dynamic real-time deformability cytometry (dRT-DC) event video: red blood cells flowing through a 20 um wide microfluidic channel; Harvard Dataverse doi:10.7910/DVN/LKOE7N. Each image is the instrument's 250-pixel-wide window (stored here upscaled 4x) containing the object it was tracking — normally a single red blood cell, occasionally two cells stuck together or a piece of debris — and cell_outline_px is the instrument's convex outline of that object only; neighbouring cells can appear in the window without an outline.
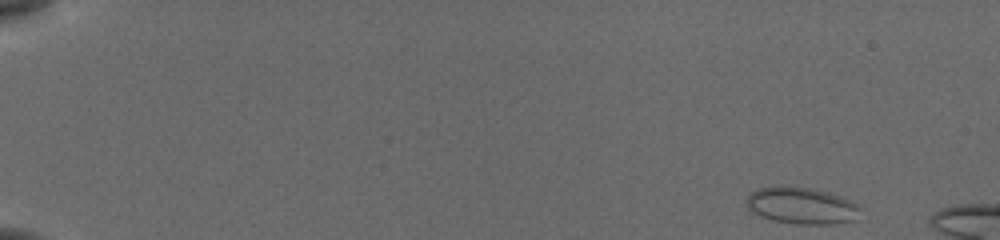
{"species": "common noctule bat (a hibernating species)", "species_latin": "Nyctalus noctula", "temperature_condition": "cold", "stored_images_in_passage": 50, "camera_frame_rate_fps": 3000, "um_per_image_px": 0.085, "animal": {"sex": "female", "body_mass_g": 19.5, "forearm_length_mm": 54.1}, "frame": {"image": 1, "passage_image": 1, "time_ms": 0.0, "image_size_px": [1000, 240], "cell_outline_px": [[856, 220], [832, 224], [796, 224], [772, 220], [760, 216], [752, 212], [748, 208], [748, 196], [752, 192], [760, 188], [808, 188], [824, 192], [848, 200], [856, 204]], "centroid_in_image_um": [68.09, 17.53], "position_along_channel_um": 16.9, "area_um2": 23.18}}
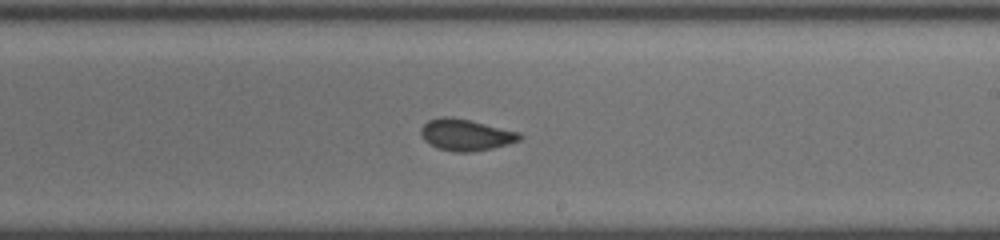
{"frame": {"image": 2, "passage_image": 31, "time_ms": 10.0, "image_size_px": [1000, 240], "cell_outline_px": [[524, 136], [520, 140], [492, 148], [472, 152], [456, 152], [436, 148], [428, 144], [424, 140], [420, 132], [420, 128], [428, 120], [440, 116], [448, 116], [468, 120], [520, 132]], "centroid_in_image_um": [39.56, 11.46], "position_along_channel_um": 249.4, "area_um2": 18.15}}
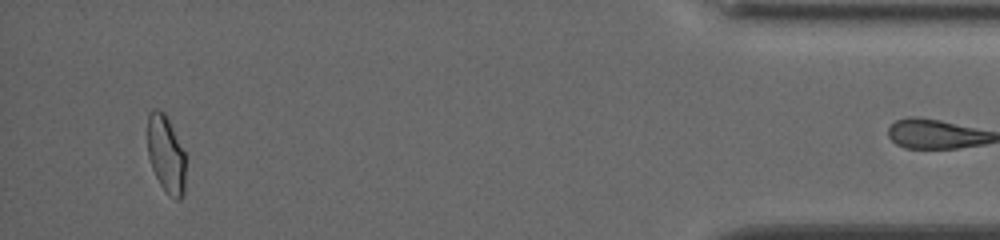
{"frame": {"image": 3, "passage_image": 49, "time_ms": 16.0, "image_size_px": [1000, 240], "cell_outline_px": [[184, 196], [180, 200], [176, 200], [168, 196], [160, 184], [152, 168], [148, 156], [148, 112], [152, 108], [156, 108], [164, 112], [184, 152]], "centroid_in_image_um": [14.09, 13.13], "position_along_channel_um": 421.1, "area_um2": 17.05}}